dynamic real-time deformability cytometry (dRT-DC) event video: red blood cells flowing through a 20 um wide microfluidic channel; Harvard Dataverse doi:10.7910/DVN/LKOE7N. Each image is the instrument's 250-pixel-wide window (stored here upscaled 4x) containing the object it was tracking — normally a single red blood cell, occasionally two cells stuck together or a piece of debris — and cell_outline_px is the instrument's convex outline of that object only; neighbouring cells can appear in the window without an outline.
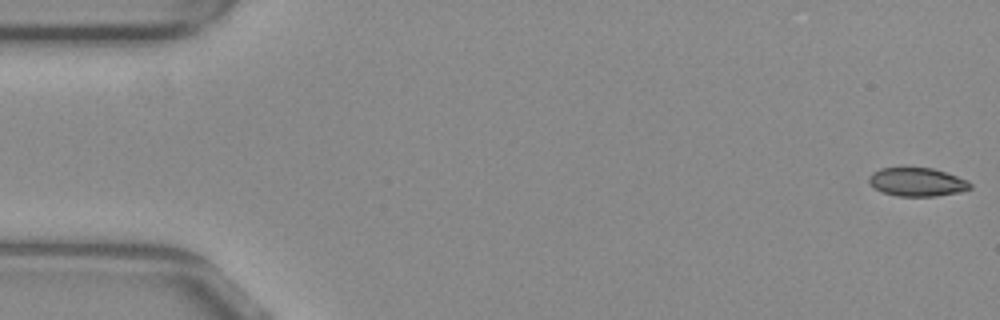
{"species": "common noctule bat (a hibernating species)", "species_latin": "Nyctalus noctula", "temperature_condition": "warm", "stored_images_in_passage": 13, "camera_frame_rate_fps": 3000, "um_per_image_px": 0.085, "animal": {"sex": "female", "body_mass_g": 29.2, "forearm_length_mm": 56.3}, "frame": {"image": 1, "passage_image": 1, "time_ms": 0.0, "image_size_px": [1000, 320], "cell_outline_px": [[972, 188], [960, 192], [936, 196], [896, 196], [884, 192], [876, 188], [868, 180], [868, 176], [872, 172], [880, 168], [932, 168], [968, 180], [972, 184]], "centroid_in_image_um": [77.97, 15.47], "position_along_channel_um": 7.0, "area_um2": 16.7}}